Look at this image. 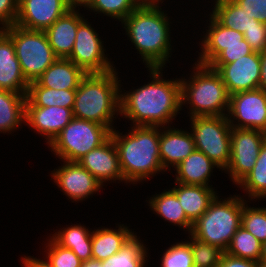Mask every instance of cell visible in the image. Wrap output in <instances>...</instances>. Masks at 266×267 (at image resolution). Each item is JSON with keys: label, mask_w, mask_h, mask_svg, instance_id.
I'll use <instances>...</instances> for the list:
<instances>
[{"label": "cell", "mask_w": 266, "mask_h": 267, "mask_svg": "<svg viewBox=\"0 0 266 267\" xmlns=\"http://www.w3.org/2000/svg\"><path fill=\"white\" fill-rule=\"evenodd\" d=\"M152 81L125 94L120 93V115L135 126L165 127L182 108L181 82L165 80L160 68H152ZM165 125V126H164Z\"/></svg>", "instance_id": "1"}, {"label": "cell", "mask_w": 266, "mask_h": 267, "mask_svg": "<svg viewBox=\"0 0 266 267\" xmlns=\"http://www.w3.org/2000/svg\"><path fill=\"white\" fill-rule=\"evenodd\" d=\"M166 15L160 6L137 7L121 22L149 69H162L171 57L170 26Z\"/></svg>", "instance_id": "2"}, {"label": "cell", "mask_w": 266, "mask_h": 267, "mask_svg": "<svg viewBox=\"0 0 266 267\" xmlns=\"http://www.w3.org/2000/svg\"><path fill=\"white\" fill-rule=\"evenodd\" d=\"M156 126H135L128 135L116 130L111 137L116 146L125 182H138L164 171L160 161V130Z\"/></svg>", "instance_id": "3"}, {"label": "cell", "mask_w": 266, "mask_h": 267, "mask_svg": "<svg viewBox=\"0 0 266 267\" xmlns=\"http://www.w3.org/2000/svg\"><path fill=\"white\" fill-rule=\"evenodd\" d=\"M117 72L87 74L76 89L73 115L113 130L115 114L120 112V84ZM117 112V113H116Z\"/></svg>", "instance_id": "4"}, {"label": "cell", "mask_w": 266, "mask_h": 267, "mask_svg": "<svg viewBox=\"0 0 266 267\" xmlns=\"http://www.w3.org/2000/svg\"><path fill=\"white\" fill-rule=\"evenodd\" d=\"M195 66L191 80L180 79L182 105L190 104V118L227 115L230 95L220 75L209 65L195 63Z\"/></svg>", "instance_id": "5"}, {"label": "cell", "mask_w": 266, "mask_h": 267, "mask_svg": "<svg viewBox=\"0 0 266 267\" xmlns=\"http://www.w3.org/2000/svg\"><path fill=\"white\" fill-rule=\"evenodd\" d=\"M242 207L243 199L239 196L223 201L216 196L206 212L193 223L189 234L225 252L241 226Z\"/></svg>", "instance_id": "6"}, {"label": "cell", "mask_w": 266, "mask_h": 267, "mask_svg": "<svg viewBox=\"0 0 266 267\" xmlns=\"http://www.w3.org/2000/svg\"><path fill=\"white\" fill-rule=\"evenodd\" d=\"M1 29L11 38L28 83L36 81L57 60L45 31L27 30L15 24Z\"/></svg>", "instance_id": "7"}, {"label": "cell", "mask_w": 266, "mask_h": 267, "mask_svg": "<svg viewBox=\"0 0 266 267\" xmlns=\"http://www.w3.org/2000/svg\"><path fill=\"white\" fill-rule=\"evenodd\" d=\"M110 137L111 130L108 127L74 117L49 146L63 161L77 162Z\"/></svg>", "instance_id": "8"}, {"label": "cell", "mask_w": 266, "mask_h": 267, "mask_svg": "<svg viewBox=\"0 0 266 267\" xmlns=\"http://www.w3.org/2000/svg\"><path fill=\"white\" fill-rule=\"evenodd\" d=\"M190 120L196 149L225 171L231 154V125L227 115L196 116Z\"/></svg>", "instance_id": "9"}, {"label": "cell", "mask_w": 266, "mask_h": 267, "mask_svg": "<svg viewBox=\"0 0 266 267\" xmlns=\"http://www.w3.org/2000/svg\"><path fill=\"white\" fill-rule=\"evenodd\" d=\"M266 133L261 130L231 127V154L225 170L238 184L254 167Z\"/></svg>", "instance_id": "10"}, {"label": "cell", "mask_w": 266, "mask_h": 267, "mask_svg": "<svg viewBox=\"0 0 266 267\" xmlns=\"http://www.w3.org/2000/svg\"><path fill=\"white\" fill-rule=\"evenodd\" d=\"M86 21L84 19L78 25L74 48L68 59L86 74H101L114 70L113 64L105 57L101 39Z\"/></svg>", "instance_id": "11"}, {"label": "cell", "mask_w": 266, "mask_h": 267, "mask_svg": "<svg viewBox=\"0 0 266 267\" xmlns=\"http://www.w3.org/2000/svg\"><path fill=\"white\" fill-rule=\"evenodd\" d=\"M227 118L233 128L261 130L266 133V91L257 88L230 95ZM234 119L238 124L233 123Z\"/></svg>", "instance_id": "12"}, {"label": "cell", "mask_w": 266, "mask_h": 267, "mask_svg": "<svg viewBox=\"0 0 266 267\" xmlns=\"http://www.w3.org/2000/svg\"><path fill=\"white\" fill-rule=\"evenodd\" d=\"M220 75L229 95L257 89L261 78V53L252 52L224 65H209Z\"/></svg>", "instance_id": "13"}, {"label": "cell", "mask_w": 266, "mask_h": 267, "mask_svg": "<svg viewBox=\"0 0 266 267\" xmlns=\"http://www.w3.org/2000/svg\"><path fill=\"white\" fill-rule=\"evenodd\" d=\"M70 9L65 0H19L15 25L45 31Z\"/></svg>", "instance_id": "14"}, {"label": "cell", "mask_w": 266, "mask_h": 267, "mask_svg": "<svg viewBox=\"0 0 266 267\" xmlns=\"http://www.w3.org/2000/svg\"><path fill=\"white\" fill-rule=\"evenodd\" d=\"M63 166L54 170L52 177L64 194L74 201L87 199L104 186L78 162L63 161Z\"/></svg>", "instance_id": "15"}, {"label": "cell", "mask_w": 266, "mask_h": 267, "mask_svg": "<svg viewBox=\"0 0 266 267\" xmlns=\"http://www.w3.org/2000/svg\"><path fill=\"white\" fill-rule=\"evenodd\" d=\"M101 182L125 181L120 167L118 152L112 137L101 146L92 149L77 161Z\"/></svg>", "instance_id": "16"}, {"label": "cell", "mask_w": 266, "mask_h": 267, "mask_svg": "<svg viewBox=\"0 0 266 267\" xmlns=\"http://www.w3.org/2000/svg\"><path fill=\"white\" fill-rule=\"evenodd\" d=\"M73 118L71 108L26 106L25 123L40 135L47 136L48 145Z\"/></svg>", "instance_id": "17"}, {"label": "cell", "mask_w": 266, "mask_h": 267, "mask_svg": "<svg viewBox=\"0 0 266 267\" xmlns=\"http://www.w3.org/2000/svg\"><path fill=\"white\" fill-rule=\"evenodd\" d=\"M26 81L11 38L0 29V89L26 94Z\"/></svg>", "instance_id": "18"}, {"label": "cell", "mask_w": 266, "mask_h": 267, "mask_svg": "<svg viewBox=\"0 0 266 267\" xmlns=\"http://www.w3.org/2000/svg\"><path fill=\"white\" fill-rule=\"evenodd\" d=\"M76 8L59 17L45 32L54 54L68 58L73 51L78 25L84 20Z\"/></svg>", "instance_id": "19"}, {"label": "cell", "mask_w": 266, "mask_h": 267, "mask_svg": "<svg viewBox=\"0 0 266 267\" xmlns=\"http://www.w3.org/2000/svg\"><path fill=\"white\" fill-rule=\"evenodd\" d=\"M196 149L192 134L179 129L160 131L159 151L164 172L178 166Z\"/></svg>", "instance_id": "20"}, {"label": "cell", "mask_w": 266, "mask_h": 267, "mask_svg": "<svg viewBox=\"0 0 266 267\" xmlns=\"http://www.w3.org/2000/svg\"><path fill=\"white\" fill-rule=\"evenodd\" d=\"M87 74L68 58H57L36 82L52 89L76 90Z\"/></svg>", "instance_id": "21"}, {"label": "cell", "mask_w": 266, "mask_h": 267, "mask_svg": "<svg viewBox=\"0 0 266 267\" xmlns=\"http://www.w3.org/2000/svg\"><path fill=\"white\" fill-rule=\"evenodd\" d=\"M210 26L202 41L200 64L209 65L227 45L243 44L244 36L241 32L229 29L221 25L212 15H210Z\"/></svg>", "instance_id": "22"}, {"label": "cell", "mask_w": 266, "mask_h": 267, "mask_svg": "<svg viewBox=\"0 0 266 267\" xmlns=\"http://www.w3.org/2000/svg\"><path fill=\"white\" fill-rule=\"evenodd\" d=\"M172 190L175 192L186 217L194 223L209 208L215 199L216 192L212 187L176 183Z\"/></svg>", "instance_id": "23"}, {"label": "cell", "mask_w": 266, "mask_h": 267, "mask_svg": "<svg viewBox=\"0 0 266 267\" xmlns=\"http://www.w3.org/2000/svg\"><path fill=\"white\" fill-rule=\"evenodd\" d=\"M215 166L218 168L203 152L195 149L175 167L177 173L175 183L210 187L209 177Z\"/></svg>", "instance_id": "24"}, {"label": "cell", "mask_w": 266, "mask_h": 267, "mask_svg": "<svg viewBox=\"0 0 266 267\" xmlns=\"http://www.w3.org/2000/svg\"><path fill=\"white\" fill-rule=\"evenodd\" d=\"M134 234L128 227L119 226L118 230L96 229L92 232V258L103 261L118 252Z\"/></svg>", "instance_id": "25"}, {"label": "cell", "mask_w": 266, "mask_h": 267, "mask_svg": "<svg viewBox=\"0 0 266 267\" xmlns=\"http://www.w3.org/2000/svg\"><path fill=\"white\" fill-rule=\"evenodd\" d=\"M26 94L0 89V132L17 129L25 121Z\"/></svg>", "instance_id": "26"}, {"label": "cell", "mask_w": 266, "mask_h": 267, "mask_svg": "<svg viewBox=\"0 0 266 267\" xmlns=\"http://www.w3.org/2000/svg\"><path fill=\"white\" fill-rule=\"evenodd\" d=\"M76 90H58L40 86L36 81L29 83L26 106H59L73 109Z\"/></svg>", "instance_id": "27"}, {"label": "cell", "mask_w": 266, "mask_h": 267, "mask_svg": "<svg viewBox=\"0 0 266 267\" xmlns=\"http://www.w3.org/2000/svg\"><path fill=\"white\" fill-rule=\"evenodd\" d=\"M52 239L60 246L71 249L81 261L92 258V232L82 225H71L56 232Z\"/></svg>", "instance_id": "28"}, {"label": "cell", "mask_w": 266, "mask_h": 267, "mask_svg": "<svg viewBox=\"0 0 266 267\" xmlns=\"http://www.w3.org/2000/svg\"><path fill=\"white\" fill-rule=\"evenodd\" d=\"M212 16L224 27L245 33L251 26H256L259 21L250 18L234 0H216Z\"/></svg>", "instance_id": "29"}, {"label": "cell", "mask_w": 266, "mask_h": 267, "mask_svg": "<svg viewBox=\"0 0 266 267\" xmlns=\"http://www.w3.org/2000/svg\"><path fill=\"white\" fill-rule=\"evenodd\" d=\"M150 207L165 220L191 232L193 223L186 217L185 212L175 194L170 189L150 198Z\"/></svg>", "instance_id": "30"}, {"label": "cell", "mask_w": 266, "mask_h": 267, "mask_svg": "<svg viewBox=\"0 0 266 267\" xmlns=\"http://www.w3.org/2000/svg\"><path fill=\"white\" fill-rule=\"evenodd\" d=\"M145 246L138 240L136 234H133L123 247L102 261L103 267H144L147 257Z\"/></svg>", "instance_id": "31"}, {"label": "cell", "mask_w": 266, "mask_h": 267, "mask_svg": "<svg viewBox=\"0 0 266 267\" xmlns=\"http://www.w3.org/2000/svg\"><path fill=\"white\" fill-rule=\"evenodd\" d=\"M225 253L258 262L262 255V243L244 227L240 226L232 236Z\"/></svg>", "instance_id": "32"}, {"label": "cell", "mask_w": 266, "mask_h": 267, "mask_svg": "<svg viewBox=\"0 0 266 267\" xmlns=\"http://www.w3.org/2000/svg\"><path fill=\"white\" fill-rule=\"evenodd\" d=\"M237 185L244 188L251 199L266 197V139L253 169Z\"/></svg>", "instance_id": "33"}, {"label": "cell", "mask_w": 266, "mask_h": 267, "mask_svg": "<svg viewBox=\"0 0 266 267\" xmlns=\"http://www.w3.org/2000/svg\"><path fill=\"white\" fill-rule=\"evenodd\" d=\"M189 238L191 242L187 243L192 250L194 267H217L224 251L192 235Z\"/></svg>", "instance_id": "34"}, {"label": "cell", "mask_w": 266, "mask_h": 267, "mask_svg": "<svg viewBox=\"0 0 266 267\" xmlns=\"http://www.w3.org/2000/svg\"><path fill=\"white\" fill-rule=\"evenodd\" d=\"M243 200L241 226L254 235L262 244L266 242V208L248 207ZM246 204V206H245Z\"/></svg>", "instance_id": "35"}, {"label": "cell", "mask_w": 266, "mask_h": 267, "mask_svg": "<svg viewBox=\"0 0 266 267\" xmlns=\"http://www.w3.org/2000/svg\"><path fill=\"white\" fill-rule=\"evenodd\" d=\"M86 7L121 22L137 8L132 0H91Z\"/></svg>", "instance_id": "36"}, {"label": "cell", "mask_w": 266, "mask_h": 267, "mask_svg": "<svg viewBox=\"0 0 266 267\" xmlns=\"http://www.w3.org/2000/svg\"><path fill=\"white\" fill-rule=\"evenodd\" d=\"M161 261L162 267H194L192 250L187 241L171 245Z\"/></svg>", "instance_id": "37"}, {"label": "cell", "mask_w": 266, "mask_h": 267, "mask_svg": "<svg viewBox=\"0 0 266 267\" xmlns=\"http://www.w3.org/2000/svg\"><path fill=\"white\" fill-rule=\"evenodd\" d=\"M50 240L46 258L52 267H81L82 261L71 249L58 245L52 238Z\"/></svg>", "instance_id": "38"}, {"label": "cell", "mask_w": 266, "mask_h": 267, "mask_svg": "<svg viewBox=\"0 0 266 267\" xmlns=\"http://www.w3.org/2000/svg\"><path fill=\"white\" fill-rule=\"evenodd\" d=\"M252 52L253 50L248 42L243 39V44L227 45L226 49H224L209 65L229 64Z\"/></svg>", "instance_id": "39"}, {"label": "cell", "mask_w": 266, "mask_h": 267, "mask_svg": "<svg viewBox=\"0 0 266 267\" xmlns=\"http://www.w3.org/2000/svg\"><path fill=\"white\" fill-rule=\"evenodd\" d=\"M243 36L254 52L262 53L266 50V24L259 22L251 26Z\"/></svg>", "instance_id": "40"}, {"label": "cell", "mask_w": 266, "mask_h": 267, "mask_svg": "<svg viewBox=\"0 0 266 267\" xmlns=\"http://www.w3.org/2000/svg\"><path fill=\"white\" fill-rule=\"evenodd\" d=\"M244 11L261 23L266 24V0H234Z\"/></svg>", "instance_id": "41"}, {"label": "cell", "mask_w": 266, "mask_h": 267, "mask_svg": "<svg viewBox=\"0 0 266 267\" xmlns=\"http://www.w3.org/2000/svg\"><path fill=\"white\" fill-rule=\"evenodd\" d=\"M19 0H0V25L3 27L14 25L18 16Z\"/></svg>", "instance_id": "42"}, {"label": "cell", "mask_w": 266, "mask_h": 267, "mask_svg": "<svg viewBox=\"0 0 266 267\" xmlns=\"http://www.w3.org/2000/svg\"><path fill=\"white\" fill-rule=\"evenodd\" d=\"M217 267H258V262L234 257L223 252Z\"/></svg>", "instance_id": "43"}, {"label": "cell", "mask_w": 266, "mask_h": 267, "mask_svg": "<svg viewBox=\"0 0 266 267\" xmlns=\"http://www.w3.org/2000/svg\"><path fill=\"white\" fill-rule=\"evenodd\" d=\"M21 260H23L24 267H52L47 260L43 261L29 256H25Z\"/></svg>", "instance_id": "44"}, {"label": "cell", "mask_w": 266, "mask_h": 267, "mask_svg": "<svg viewBox=\"0 0 266 267\" xmlns=\"http://www.w3.org/2000/svg\"><path fill=\"white\" fill-rule=\"evenodd\" d=\"M259 88L266 91V50L261 53V78Z\"/></svg>", "instance_id": "45"}, {"label": "cell", "mask_w": 266, "mask_h": 267, "mask_svg": "<svg viewBox=\"0 0 266 267\" xmlns=\"http://www.w3.org/2000/svg\"><path fill=\"white\" fill-rule=\"evenodd\" d=\"M137 7H158L162 0H132Z\"/></svg>", "instance_id": "46"}, {"label": "cell", "mask_w": 266, "mask_h": 267, "mask_svg": "<svg viewBox=\"0 0 266 267\" xmlns=\"http://www.w3.org/2000/svg\"><path fill=\"white\" fill-rule=\"evenodd\" d=\"M81 267H103V266H102V261L91 258L89 260L82 261Z\"/></svg>", "instance_id": "47"}, {"label": "cell", "mask_w": 266, "mask_h": 267, "mask_svg": "<svg viewBox=\"0 0 266 267\" xmlns=\"http://www.w3.org/2000/svg\"><path fill=\"white\" fill-rule=\"evenodd\" d=\"M65 1L71 8H76L78 6L86 7L91 0H65Z\"/></svg>", "instance_id": "48"}, {"label": "cell", "mask_w": 266, "mask_h": 267, "mask_svg": "<svg viewBox=\"0 0 266 267\" xmlns=\"http://www.w3.org/2000/svg\"><path fill=\"white\" fill-rule=\"evenodd\" d=\"M260 260L266 261V242L262 244V255Z\"/></svg>", "instance_id": "49"}, {"label": "cell", "mask_w": 266, "mask_h": 267, "mask_svg": "<svg viewBox=\"0 0 266 267\" xmlns=\"http://www.w3.org/2000/svg\"><path fill=\"white\" fill-rule=\"evenodd\" d=\"M258 267H266V261H258Z\"/></svg>", "instance_id": "50"}]
</instances>
